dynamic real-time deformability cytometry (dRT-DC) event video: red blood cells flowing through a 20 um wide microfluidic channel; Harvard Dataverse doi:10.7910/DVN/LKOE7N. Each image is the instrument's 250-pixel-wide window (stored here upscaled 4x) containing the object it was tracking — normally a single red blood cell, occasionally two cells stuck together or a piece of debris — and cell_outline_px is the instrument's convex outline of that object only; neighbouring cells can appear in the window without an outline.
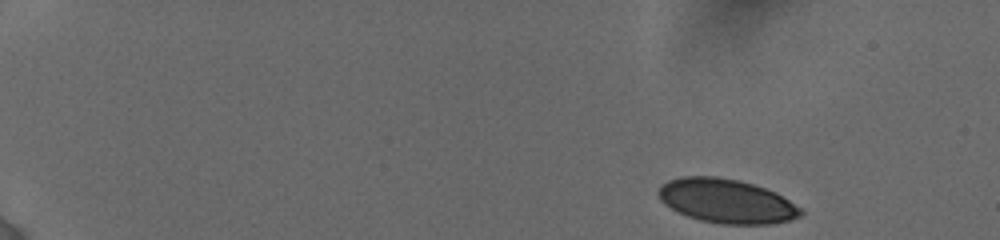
{"species": "human", "species_latin": "Homo sapiens", "temperature_condition": "cold", "stored_images_in_passage": 25, "camera_frame_rate_fps": 3000, "um_per_image_px": 0.085, "donor": {"sex": "female"}, "frame": {"image": 1, "passage_image": 1, "time_ms": 0.0, "image_size_px": [1000, 240], "cell_outline_px": [[804, 212], [800, 216], [788, 220], [772, 224], [720, 224], [700, 220], [688, 216], [664, 204], [660, 200], [656, 192], [660, 184], [668, 180], [680, 176], [716, 176], [740, 180], [776, 192], [804, 208]], "centroid_in_image_um": [61.76, 17.08], "position_along_channel_um": 23.2, "area_um2": 36.93}}
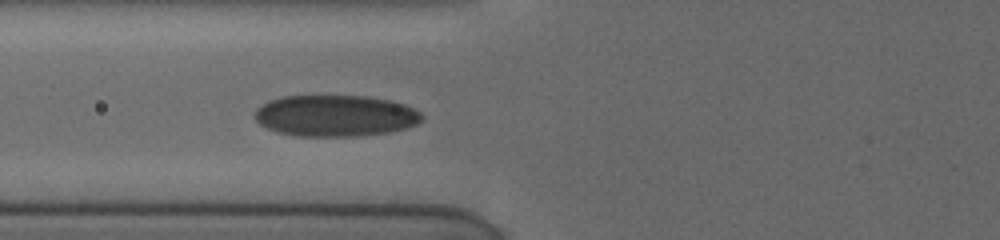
{"frame": {"image": 2, "passage_image": 22, "time_ms": 5.667, "image_size_px": [1000, 240], "cell_outline_px": [[424, 116], [416, 124], [404, 128], [388, 132], [360, 136], [300, 136], [276, 132], [260, 124], [252, 116], [256, 108], [268, 100], [284, 96], [368, 96], [392, 100], [404, 104], [420, 112]], "centroid_in_image_um": [28.47, 9.83], "position_along_channel_um": 97.3, "area_um2": 40.46}}
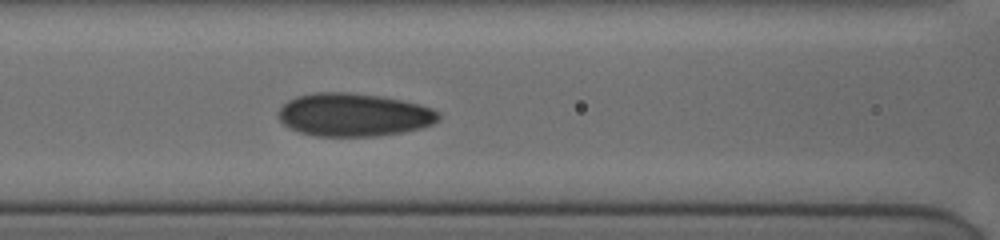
{"frame": {"image": 3, "passage_image": 25, "time_ms": 6.667, "image_size_px": [1000, 240], "cell_outline_px": [[440, 120], [432, 124], [420, 128], [404, 132], [376, 136], [316, 136], [300, 132], [288, 128], [276, 116], [276, 112], [288, 100], [296, 96], [316, 92], [348, 92], [384, 96], [420, 104], [432, 108], [440, 112]], "centroid_in_image_um": [30.07, 9.75], "position_along_channel_um": 136.5, "area_um2": 40.69}}